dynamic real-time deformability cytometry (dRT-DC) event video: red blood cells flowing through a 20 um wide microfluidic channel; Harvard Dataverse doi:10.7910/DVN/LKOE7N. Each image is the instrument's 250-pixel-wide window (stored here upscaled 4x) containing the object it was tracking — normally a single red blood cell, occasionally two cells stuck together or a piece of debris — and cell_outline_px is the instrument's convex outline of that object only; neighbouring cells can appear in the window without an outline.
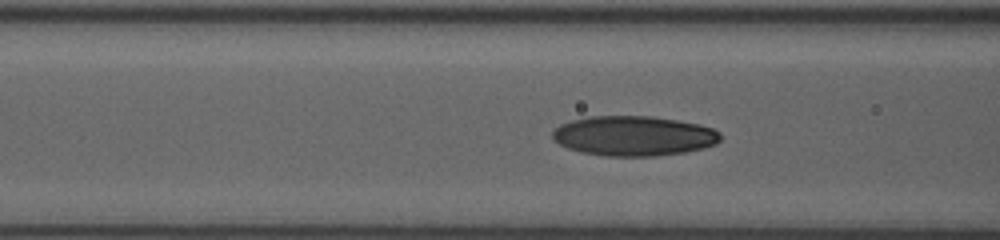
{"species": "human", "species_latin": "Homo sapiens", "temperature_condition": "room temperature", "stored_images_in_passage": 28, "camera_frame_rate_fps": 3000, "um_per_image_px": 0.085, "donor": {"sex": "female"}, "frame": {"image": 1, "passage_image": 7, "time_ms": 2.0, "image_size_px": [1000, 240], "cell_outline_px": [[720, 140], [716, 144], [684, 152], [648, 156], [608, 156], [584, 152], [568, 148], [560, 144], [552, 136], [552, 132], [560, 124], [572, 120], [592, 116], [648, 116], [676, 120], [696, 124], [712, 128], [720, 132]], "centroid_in_image_um": [53.85, 11.54], "position_along_channel_um": 112.7, "area_um2": 38.49}}
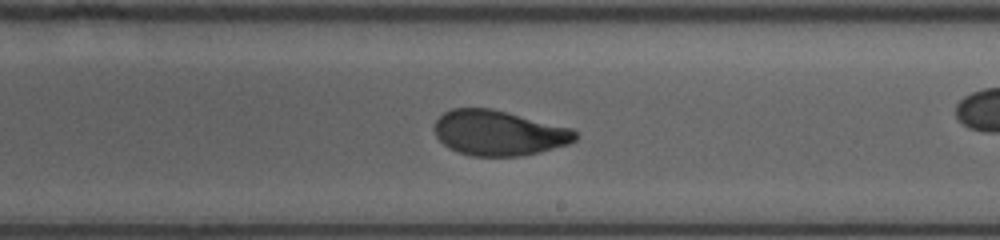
{"frame": {"image": 2, "passage_image": 17, "time_ms": 5.333, "image_size_px": [1000, 240], "cell_outline_px": [[576, 140], [568, 144], [536, 152], [516, 156], [476, 156], [460, 152], [444, 144], [436, 136], [436, 120], [444, 112], [452, 108], [488, 108], [572, 128], [576, 132]], "centroid_in_image_um": [42.39, 11.29], "position_along_channel_um": 246.6, "area_um2": 36.24}}
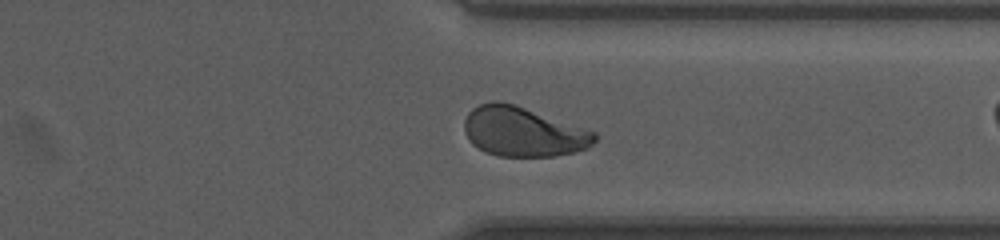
{"frame": {"image": 3, "passage_image": 26, "time_ms": 8.333, "image_size_px": [1000, 240], "cell_outline_px": [[596, 140], [592, 144], [584, 148], [572, 152], [552, 156], [500, 156], [488, 152], [472, 144], [464, 132], [464, 120], [468, 112], [472, 108], [480, 104], [496, 100], [512, 104], [596, 132]], "centroid_in_image_um": [44.42, 11.19], "position_along_channel_um": 367.0, "area_um2": 36.99}}